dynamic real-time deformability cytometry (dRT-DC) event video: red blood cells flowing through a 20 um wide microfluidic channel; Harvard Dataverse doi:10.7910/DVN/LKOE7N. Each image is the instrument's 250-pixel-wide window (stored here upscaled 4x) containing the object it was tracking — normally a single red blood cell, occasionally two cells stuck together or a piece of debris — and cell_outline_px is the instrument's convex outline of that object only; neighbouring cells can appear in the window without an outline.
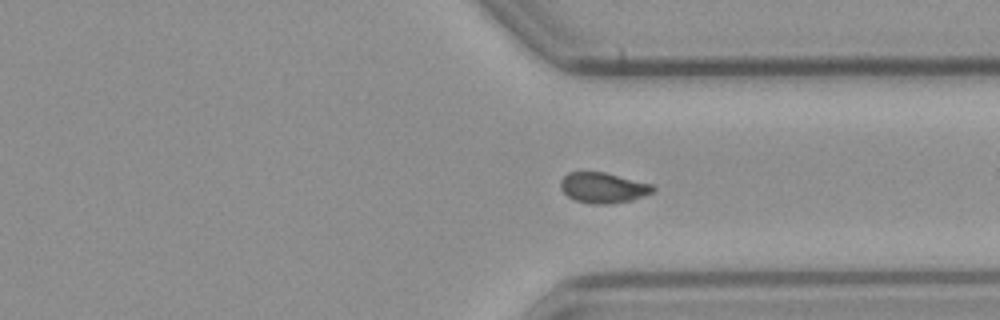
{"species": "common noctule bat (a hibernating species)", "species_latin": "Nyctalus noctula", "temperature_condition": "cold", "stored_images_in_passage": 44, "camera_frame_rate_fps": 3000, "um_per_image_px": 0.085, "animal": {"sex": "male", "body_mass_g": 23.1, "forearm_length_mm": 52.7}, "frame": {"image": 1, "passage_image": 28, "time_ms": 9.0, "image_size_px": [1000, 320], "cell_outline_px": [[656, 192], [628, 200], [612, 204], [592, 204], [576, 200], [568, 196], [560, 188], [560, 180], [568, 172], [604, 172], [652, 184], [656, 188]], "centroid_in_image_um": [51.27, 15.95], "position_along_channel_um": 360.1, "area_um2": 16.36}}